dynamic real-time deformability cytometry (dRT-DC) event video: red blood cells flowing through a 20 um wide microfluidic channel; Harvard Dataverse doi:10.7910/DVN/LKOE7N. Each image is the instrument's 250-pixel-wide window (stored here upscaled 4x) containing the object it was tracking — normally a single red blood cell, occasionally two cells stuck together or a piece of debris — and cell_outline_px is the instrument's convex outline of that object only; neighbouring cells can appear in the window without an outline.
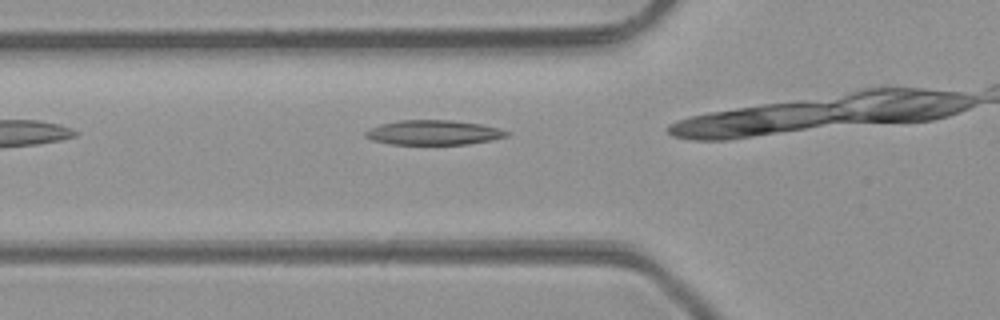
{"species": "common noctule bat (a hibernating species)", "species_latin": "Nyctalus noctula", "temperature_condition": "room temperature", "stored_images_in_passage": 5, "camera_frame_rate_fps": 3000, "um_per_image_px": 0.085, "animal": {"sex": "male", "body_mass_g": 23.1, "forearm_length_mm": 52.7}, "frame": {"image": 1, "passage_image": 2, "time_ms": 0.333, "image_size_px": [1000, 320], "cell_outline_px": [[512, 132], [508, 136], [492, 140], [468, 144], [392, 144], [372, 140], [364, 136], [364, 132], [368, 128], [380, 124], [400, 120], [452, 120], [484, 124], [500, 128]], "centroid_in_image_um": [36.89, 11.26], "position_along_channel_um": 88.9, "area_um2": 20.58}}